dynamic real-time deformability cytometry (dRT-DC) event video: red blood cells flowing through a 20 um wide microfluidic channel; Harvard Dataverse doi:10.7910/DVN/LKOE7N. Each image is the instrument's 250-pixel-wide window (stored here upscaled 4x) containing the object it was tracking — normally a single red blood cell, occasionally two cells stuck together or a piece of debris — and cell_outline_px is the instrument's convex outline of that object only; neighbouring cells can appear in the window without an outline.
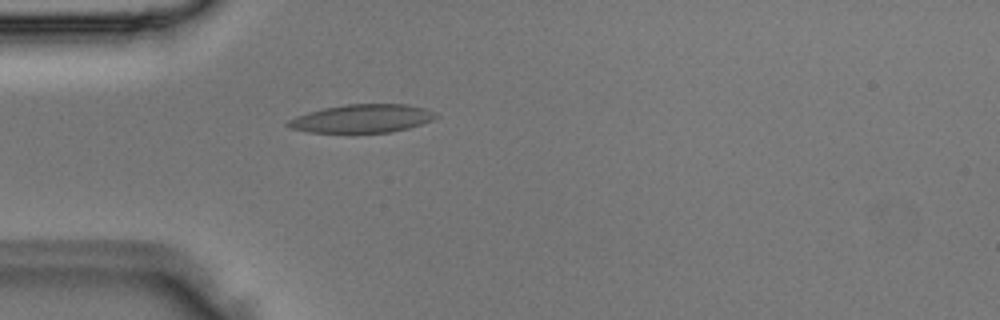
{"species": "Egyptian fruit bat (a non-hibernating species)", "species_latin": "Rousettus aegyptiacus", "temperature_condition": "room temperature", "stored_images_in_passage": 1, "camera_frame_rate_fps": 3000, "um_per_image_px": 0.085, "animal": {"sex": "male"}, "frame": {"image": 1, "passage_image": 1, "time_ms": 0.0, "image_size_px": [1000, 320], "cell_outline_px": [[440, 116], [432, 120], [408, 128], [392, 132], [308, 132], [292, 128], [284, 124], [288, 120], [296, 116], [308, 112], [324, 108], [348, 104], [408, 104], [424, 108]], "centroid_in_image_um": [30.77, 10.07], "position_along_channel_um": 54.2, "area_um2": 24.16}}